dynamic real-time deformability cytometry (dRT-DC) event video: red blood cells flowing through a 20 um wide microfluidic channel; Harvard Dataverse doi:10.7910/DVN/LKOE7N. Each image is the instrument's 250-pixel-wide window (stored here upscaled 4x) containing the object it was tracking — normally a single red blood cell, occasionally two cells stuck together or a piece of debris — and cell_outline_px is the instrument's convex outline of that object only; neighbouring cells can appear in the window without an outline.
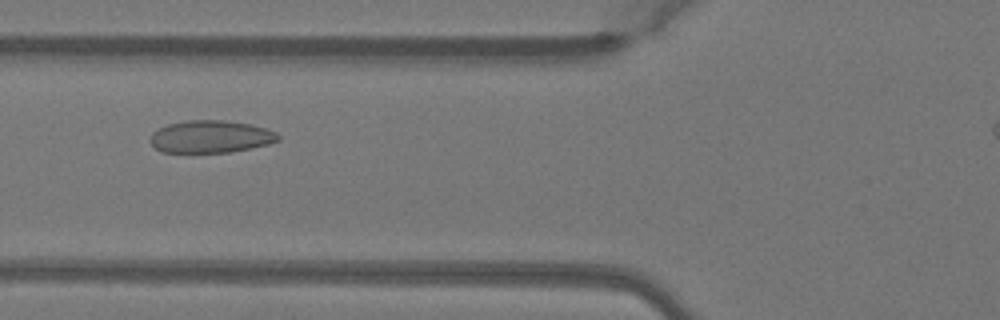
{"species": "Egyptian fruit bat (a non-hibernating species)", "species_latin": "Rousettus aegyptiacus", "temperature_condition": "warm", "stored_images_in_passage": 37, "camera_frame_rate_fps": 3000, "um_per_image_px": 0.085, "animal": {"sex": "female"}, "frame": {"image": 1, "passage_image": 11, "time_ms": 3.333, "image_size_px": [1000, 320], "cell_outline_px": [[280, 140], [268, 144], [228, 152], [160, 152], [148, 140], [152, 132], [168, 124], [184, 120], [224, 120], [248, 124], [264, 128], [276, 132], [280, 136]], "centroid_in_image_um": [17.87, 11.61], "position_along_channel_um": 107.9, "area_um2": 24.04}}
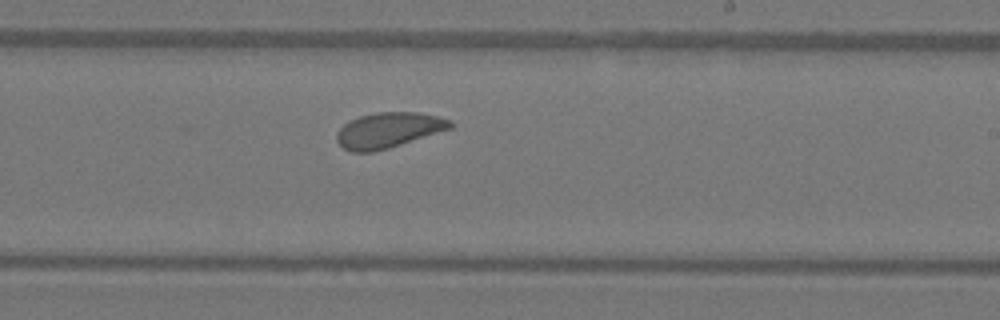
{"frame": {"image": 2, "passage_image": 22, "time_ms": 7.0, "image_size_px": [1000, 320], "cell_outline_px": [[452, 128], [388, 148], [372, 152], [352, 152], [344, 148], [336, 140], [336, 136], [340, 128], [344, 124], [360, 116], [376, 112], [416, 112], [440, 116], [452, 120]], "centroid_in_image_um": [33.03, 11.05], "position_along_channel_um": 256.0, "area_um2": 23.24}}
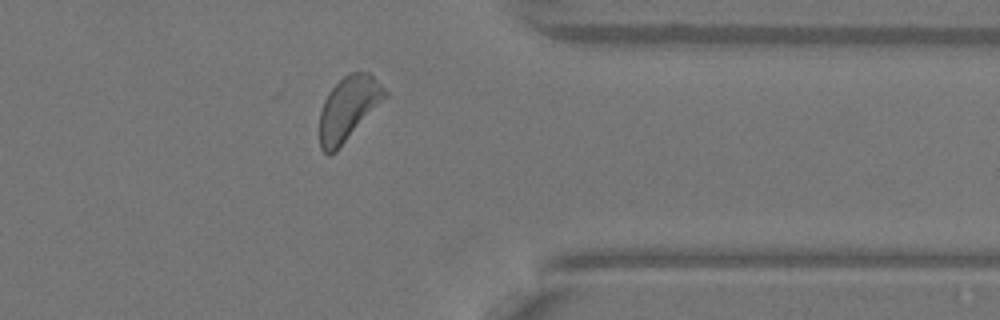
{"frame": {"image": 3, "passage_image": 32, "time_ms": 10.333, "image_size_px": [1000, 320], "cell_outline_px": [[388, 96], [336, 152], [328, 156], [320, 148], [320, 112], [324, 100], [328, 92], [344, 76], [352, 72], [368, 72], [388, 92]], "centroid_in_image_um": [29.61, 9.24], "position_along_channel_um": 381.8, "area_um2": 24.28}}